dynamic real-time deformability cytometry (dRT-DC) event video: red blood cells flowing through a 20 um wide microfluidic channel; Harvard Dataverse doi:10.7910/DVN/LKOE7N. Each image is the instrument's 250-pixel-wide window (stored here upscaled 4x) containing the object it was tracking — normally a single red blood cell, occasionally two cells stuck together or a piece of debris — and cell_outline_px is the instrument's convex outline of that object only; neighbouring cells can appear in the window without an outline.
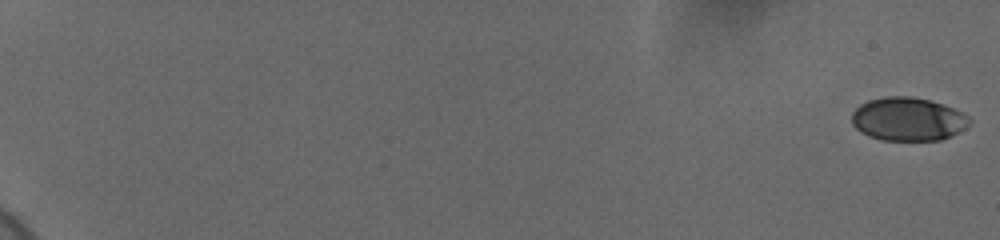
{"species": "human", "species_latin": "Homo sapiens", "temperature_condition": "cold", "stored_images_in_passage": 59, "camera_frame_rate_fps": 3000, "um_per_image_px": 0.085, "donor": {"sex": "female"}, "frame": {"image": 1, "passage_image": 1, "time_ms": 0.0, "image_size_px": [1000, 240], "cell_outline_px": [[972, 124], [940, 140], [884, 140], [868, 136], [860, 132], [852, 124], [852, 112], [860, 104], [868, 100], [884, 96], [912, 96], [928, 100], [952, 108], [968, 116], [972, 120]], "centroid_in_image_um": [77.14, 10.12], "position_along_channel_um": 7.9, "area_um2": 29.65}}
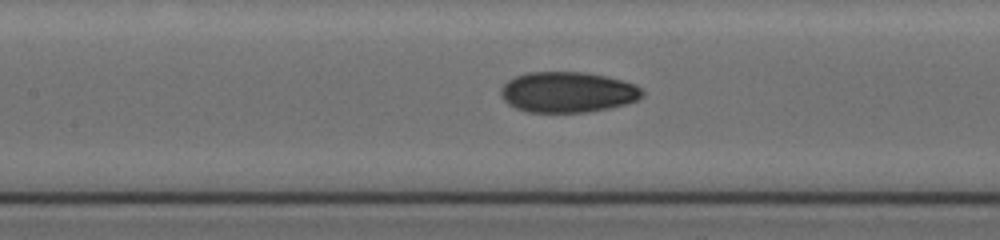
{"frame": {"image": 2, "passage_image": 32, "time_ms": 10.333, "image_size_px": [1000, 240], "cell_outline_px": [[644, 96], [636, 100], [624, 104], [608, 108], [588, 112], [528, 112], [516, 108], [508, 104], [500, 96], [500, 88], [508, 80], [516, 76], [528, 72], [588, 72], [636, 84], [644, 92]], "centroid_in_image_um": [48.23, 7.83], "position_along_channel_um": 159.2, "area_um2": 33.52}}
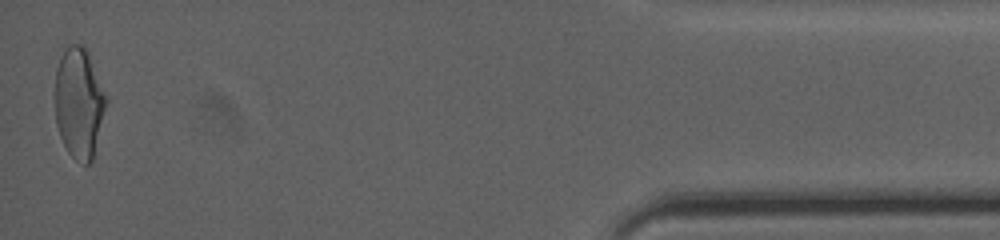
{"frame": {"image": 3, "passage_image": 59, "time_ms": 19.333, "image_size_px": [1000, 240], "cell_outline_px": [[108, 100], [92, 160], [88, 164], [84, 164], [76, 160], [68, 152], [60, 136], [56, 124], [56, 68], [60, 56], [64, 48], [68, 44], [84, 44], [88, 52]], "centroid_in_image_um": [6.72, 8.72], "position_along_channel_um": 428.5, "area_um2": 32.83}, "authors_computed_cell_mechanics": {"area_um2": 31.9634, "velocity_mm_per_s": 3.7039, "shape_relaxation_time_tau1_ms": 9.488, "shape_relaxation_time_tau2_ms": 1.57, "deformation_change_tau1": 0.1852, "deformation_change_tau2": 0.0571}}